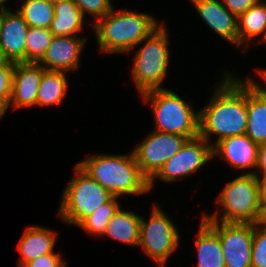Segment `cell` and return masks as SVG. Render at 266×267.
<instances>
[{"label":"cell","instance_id":"cell-13","mask_svg":"<svg viewBox=\"0 0 266 267\" xmlns=\"http://www.w3.org/2000/svg\"><path fill=\"white\" fill-rule=\"evenodd\" d=\"M259 145L246 134L223 138L213 146V157L218 156L234 170H247L254 174L258 160ZM252 168L255 170L252 171ZM251 170V171H250Z\"/></svg>","mask_w":266,"mask_h":267},{"label":"cell","instance_id":"cell-21","mask_svg":"<svg viewBox=\"0 0 266 267\" xmlns=\"http://www.w3.org/2000/svg\"><path fill=\"white\" fill-rule=\"evenodd\" d=\"M120 207L112 216L104 236L132 246H138L140 241L141 216L134 211L122 210Z\"/></svg>","mask_w":266,"mask_h":267},{"label":"cell","instance_id":"cell-2","mask_svg":"<svg viewBox=\"0 0 266 267\" xmlns=\"http://www.w3.org/2000/svg\"><path fill=\"white\" fill-rule=\"evenodd\" d=\"M115 7L92 25L98 48L104 54L130 53L160 24L154 16Z\"/></svg>","mask_w":266,"mask_h":267},{"label":"cell","instance_id":"cell-1","mask_svg":"<svg viewBox=\"0 0 266 267\" xmlns=\"http://www.w3.org/2000/svg\"><path fill=\"white\" fill-rule=\"evenodd\" d=\"M223 73L209 103L199 110V137L212 146L223 138L245 134L248 122L247 79ZM214 135L213 143L210 137Z\"/></svg>","mask_w":266,"mask_h":267},{"label":"cell","instance_id":"cell-3","mask_svg":"<svg viewBox=\"0 0 266 267\" xmlns=\"http://www.w3.org/2000/svg\"><path fill=\"white\" fill-rule=\"evenodd\" d=\"M77 165L113 196H140L150 191L149 180L141 173L133 152L88 155Z\"/></svg>","mask_w":266,"mask_h":267},{"label":"cell","instance_id":"cell-28","mask_svg":"<svg viewBox=\"0 0 266 267\" xmlns=\"http://www.w3.org/2000/svg\"><path fill=\"white\" fill-rule=\"evenodd\" d=\"M75 5L81 10L83 17L86 14L94 16L96 19L91 25L109 13L114 6L111 0H73Z\"/></svg>","mask_w":266,"mask_h":267},{"label":"cell","instance_id":"cell-4","mask_svg":"<svg viewBox=\"0 0 266 267\" xmlns=\"http://www.w3.org/2000/svg\"><path fill=\"white\" fill-rule=\"evenodd\" d=\"M216 203L221 210L203 212L204 221L260 223L263 215L261 180L255 174H242L228 182Z\"/></svg>","mask_w":266,"mask_h":267},{"label":"cell","instance_id":"cell-7","mask_svg":"<svg viewBox=\"0 0 266 267\" xmlns=\"http://www.w3.org/2000/svg\"><path fill=\"white\" fill-rule=\"evenodd\" d=\"M74 168L73 178L63 190L57 215L64 224L77 226L114 196L77 164Z\"/></svg>","mask_w":266,"mask_h":267},{"label":"cell","instance_id":"cell-34","mask_svg":"<svg viewBox=\"0 0 266 267\" xmlns=\"http://www.w3.org/2000/svg\"><path fill=\"white\" fill-rule=\"evenodd\" d=\"M8 109L9 103L4 99H0V120L5 115Z\"/></svg>","mask_w":266,"mask_h":267},{"label":"cell","instance_id":"cell-10","mask_svg":"<svg viewBox=\"0 0 266 267\" xmlns=\"http://www.w3.org/2000/svg\"><path fill=\"white\" fill-rule=\"evenodd\" d=\"M187 140L182 135L153 130L132 151L141 173L150 180Z\"/></svg>","mask_w":266,"mask_h":267},{"label":"cell","instance_id":"cell-22","mask_svg":"<svg viewBox=\"0 0 266 267\" xmlns=\"http://www.w3.org/2000/svg\"><path fill=\"white\" fill-rule=\"evenodd\" d=\"M84 21L81 10L73 0L54 5V17L49 31L53 36H77L84 29Z\"/></svg>","mask_w":266,"mask_h":267},{"label":"cell","instance_id":"cell-41","mask_svg":"<svg viewBox=\"0 0 266 267\" xmlns=\"http://www.w3.org/2000/svg\"><path fill=\"white\" fill-rule=\"evenodd\" d=\"M261 43H266V35H265V37L263 38V40L260 42V44Z\"/></svg>","mask_w":266,"mask_h":267},{"label":"cell","instance_id":"cell-29","mask_svg":"<svg viewBox=\"0 0 266 267\" xmlns=\"http://www.w3.org/2000/svg\"><path fill=\"white\" fill-rule=\"evenodd\" d=\"M15 63L3 61L0 64V99L10 102L12 96Z\"/></svg>","mask_w":266,"mask_h":267},{"label":"cell","instance_id":"cell-9","mask_svg":"<svg viewBox=\"0 0 266 267\" xmlns=\"http://www.w3.org/2000/svg\"><path fill=\"white\" fill-rule=\"evenodd\" d=\"M213 157V146L205 139L196 137L187 140L180 151L168 159L159 171L149 180V190L154 187L156 179L164 183L188 178L205 166Z\"/></svg>","mask_w":266,"mask_h":267},{"label":"cell","instance_id":"cell-31","mask_svg":"<svg viewBox=\"0 0 266 267\" xmlns=\"http://www.w3.org/2000/svg\"><path fill=\"white\" fill-rule=\"evenodd\" d=\"M260 0H222L225 8L237 18Z\"/></svg>","mask_w":266,"mask_h":267},{"label":"cell","instance_id":"cell-11","mask_svg":"<svg viewBox=\"0 0 266 267\" xmlns=\"http://www.w3.org/2000/svg\"><path fill=\"white\" fill-rule=\"evenodd\" d=\"M205 222L219 236L226 267H252L253 223Z\"/></svg>","mask_w":266,"mask_h":267},{"label":"cell","instance_id":"cell-40","mask_svg":"<svg viewBox=\"0 0 266 267\" xmlns=\"http://www.w3.org/2000/svg\"><path fill=\"white\" fill-rule=\"evenodd\" d=\"M4 61V58L2 56L1 50H0V64Z\"/></svg>","mask_w":266,"mask_h":267},{"label":"cell","instance_id":"cell-23","mask_svg":"<svg viewBox=\"0 0 266 267\" xmlns=\"http://www.w3.org/2000/svg\"><path fill=\"white\" fill-rule=\"evenodd\" d=\"M67 78L65 72L46 70L39 83L36 107L59 106L63 102L69 87Z\"/></svg>","mask_w":266,"mask_h":267},{"label":"cell","instance_id":"cell-8","mask_svg":"<svg viewBox=\"0 0 266 267\" xmlns=\"http://www.w3.org/2000/svg\"><path fill=\"white\" fill-rule=\"evenodd\" d=\"M177 226L156 204L148 220L141 216L139 247L157 264L165 267L170 256L179 247Z\"/></svg>","mask_w":266,"mask_h":267},{"label":"cell","instance_id":"cell-18","mask_svg":"<svg viewBox=\"0 0 266 267\" xmlns=\"http://www.w3.org/2000/svg\"><path fill=\"white\" fill-rule=\"evenodd\" d=\"M247 128L245 134L257 145L266 144V93L247 78Z\"/></svg>","mask_w":266,"mask_h":267},{"label":"cell","instance_id":"cell-38","mask_svg":"<svg viewBox=\"0 0 266 267\" xmlns=\"http://www.w3.org/2000/svg\"><path fill=\"white\" fill-rule=\"evenodd\" d=\"M45 1L54 6V5L58 4V3L65 2V1H68V0H45Z\"/></svg>","mask_w":266,"mask_h":267},{"label":"cell","instance_id":"cell-20","mask_svg":"<svg viewBox=\"0 0 266 267\" xmlns=\"http://www.w3.org/2000/svg\"><path fill=\"white\" fill-rule=\"evenodd\" d=\"M195 235L197 267H226L219 236L202 218Z\"/></svg>","mask_w":266,"mask_h":267},{"label":"cell","instance_id":"cell-30","mask_svg":"<svg viewBox=\"0 0 266 267\" xmlns=\"http://www.w3.org/2000/svg\"><path fill=\"white\" fill-rule=\"evenodd\" d=\"M67 262L60 253H50L38 256L27 262L23 267H67Z\"/></svg>","mask_w":266,"mask_h":267},{"label":"cell","instance_id":"cell-19","mask_svg":"<svg viewBox=\"0 0 266 267\" xmlns=\"http://www.w3.org/2000/svg\"><path fill=\"white\" fill-rule=\"evenodd\" d=\"M237 25L238 48L242 47L240 51L246 53L251 42L260 43L266 35V0H260L241 14L237 18Z\"/></svg>","mask_w":266,"mask_h":267},{"label":"cell","instance_id":"cell-37","mask_svg":"<svg viewBox=\"0 0 266 267\" xmlns=\"http://www.w3.org/2000/svg\"><path fill=\"white\" fill-rule=\"evenodd\" d=\"M9 0H0V9H4V10H9V8L7 7V5H5Z\"/></svg>","mask_w":266,"mask_h":267},{"label":"cell","instance_id":"cell-35","mask_svg":"<svg viewBox=\"0 0 266 267\" xmlns=\"http://www.w3.org/2000/svg\"><path fill=\"white\" fill-rule=\"evenodd\" d=\"M262 201H266V177L261 179Z\"/></svg>","mask_w":266,"mask_h":267},{"label":"cell","instance_id":"cell-32","mask_svg":"<svg viewBox=\"0 0 266 267\" xmlns=\"http://www.w3.org/2000/svg\"><path fill=\"white\" fill-rule=\"evenodd\" d=\"M256 169L254 174L260 180L266 177V144L259 145Z\"/></svg>","mask_w":266,"mask_h":267},{"label":"cell","instance_id":"cell-17","mask_svg":"<svg viewBox=\"0 0 266 267\" xmlns=\"http://www.w3.org/2000/svg\"><path fill=\"white\" fill-rule=\"evenodd\" d=\"M57 235V232L45 226H27L17 244V250L21 254V259L18 258L17 261L18 267H23L38 256L55 253Z\"/></svg>","mask_w":266,"mask_h":267},{"label":"cell","instance_id":"cell-14","mask_svg":"<svg viewBox=\"0 0 266 267\" xmlns=\"http://www.w3.org/2000/svg\"><path fill=\"white\" fill-rule=\"evenodd\" d=\"M29 26L16 10H4L0 50L5 61L26 63V37Z\"/></svg>","mask_w":266,"mask_h":267},{"label":"cell","instance_id":"cell-24","mask_svg":"<svg viewBox=\"0 0 266 267\" xmlns=\"http://www.w3.org/2000/svg\"><path fill=\"white\" fill-rule=\"evenodd\" d=\"M17 9L29 27L49 29L54 6L45 0H24Z\"/></svg>","mask_w":266,"mask_h":267},{"label":"cell","instance_id":"cell-6","mask_svg":"<svg viewBox=\"0 0 266 267\" xmlns=\"http://www.w3.org/2000/svg\"><path fill=\"white\" fill-rule=\"evenodd\" d=\"M167 31L166 25L162 23L141 42L144 43L143 46L135 52L131 78L140 95L151 90L165 89L161 84L168 72L171 53Z\"/></svg>","mask_w":266,"mask_h":267},{"label":"cell","instance_id":"cell-5","mask_svg":"<svg viewBox=\"0 0 266 267\" xmlns=\"http://www.w3.org/2000/svg\"><path fill=\"white\" fill-rule=\"evenodd\" d=\"M151 103L154 131L182 135L188 140L199 136V111L170 89H156L140 95Z\"/></svg>","mask_w":266,"mask_h":267},{"label":"cell","instance_id":"cell-15","mask_svg":"<svg viewBox=\"0 0 266 267\" xmlns=\"http://www.w3.org/2000/svg\"><path fill=\"white\" fill-rule=\"evenodd\" d=\"M46 70L38 63H16L13 74L12 96L9 108L36 106L40 80Z\"/></svg>","mask_w":266,"mask_h":267},{"label":"cell","instance_id":"cell-36","mask_svg":"<svg viewBox=\"0 0 266 267\" xmlns=\"http://www.w3.org/2000/svg\"><path fill=\"white\" fill-rule=\"evenodd\" d=\"M262 204H263V215L261 223L266 226V201H262Z\"/></svg>","mask_w":266,"mask_h":267},{"label":"cell","instance_id":"cell-39","mask_svg":"<svg viewBox=\"0 0 266 267\" xmlns=\"http://www.w3.org/2000/svg\"><path fill=\"white\" fill-rule=\"evenodd\" d=\"M3 15H4V9H0V31H1V26L3 22Z\"/></svg>","mask_w":266,"mask_h":267},{"label":"cell","instance_id":"cell-33","mask_svg":"<svg viewBox=\"0 0 266 267\" xmlns=\"http://www.w3.org/2000/svg\"><path fill=\"white\" fill-rule=\"evenodd\" d=\"M258 71V75L260 76L261 80L263 82H265L263 85H260L258 81L255 80V78L253 79L251 76H249L256 84L257 86H259L265 93H266V69H259ZM263 86V87H262Z\"/></svg>","mask_w":266,"mask_h":267},{"label":"cell","instance_id":"cell-16","mask_svg":"<svg viewBox=\"0 0 266 267\" xmlns=\"http://www.w3.org/2000/svg\"><path fill=\"white\" fill-rule=\"evenodd\" d=\"M201 20L222 39L238 48L237 17L229 12L222 0H190Z\"/></svg>","mask_w":266,"mask_h":267},{"label":"cell","instance_id":"cell-26","mask_svg":"<svg viewBox=\"0 0 266 267\" xmlns=\"http://www.w3.org/2000/svg\"><path fill=\"white\" fill-rule=\"evenodd\" d=\"M53 34L49 29L29 27L26 37V63H38L46 52Z\"/></svg>","mask_w":266,"mask_h":267},{"label":"cell","instance_id":"cell-27","mask_svg":"<svg viewBox=\"0 0 266 267\" xmlns=\"http://www.w3.org/2000/svg\"><path fill=\"white\" fill-rule=\"evenodd\" d=\"M251 265L266 267V226L261 222L254 224Z\"/></svg>","mask_w":266,"mask_h":267},{"label":"cell","instance_id":"cell-12","mask_svg":"<svg viewBox=\"0 0 266 267\" xmlns=\"http://www.w3.org/2000/svg\"><path fill=\"white\" fill-rule=\"evenodd\" d=\"M86 40L79 35L53 36L38 64L48 71L73 72L79 69Z\"/></svg>","mask_w":266,"mask_h":267},{"label":"cell","instance_id":"cell-25","mask_svg":"<svg viewBox=\"0 0 266 267\" xmlns=\"http://www.w3.org/2000/svg\"><path fill=\"white\" fill-rule=\"evenodd\" d=\"M119 197L114 196L109 202L101 205L93 214L84 218L77 227L87 231L95 237H103L108 222L116 211L121 207Z\"/></svg>","mask_w":266,"mask_h":267}]
</instances>
